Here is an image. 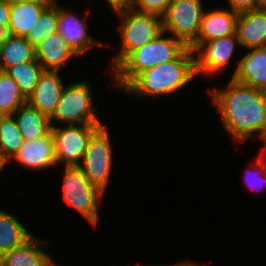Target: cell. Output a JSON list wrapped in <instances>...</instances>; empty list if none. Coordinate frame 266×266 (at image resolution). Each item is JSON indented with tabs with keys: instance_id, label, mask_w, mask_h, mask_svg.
<instances>
[{
	"instance_id": "obj_1",
	"label": "cell",
	"mask_w": 266,
	"mask_h": 266,
	"mask_svg": "<svg viewBox=\"0 0 266 266\" xmlns=\"http://www.w3.org/2000/svg\"><path fill=\"white\" fill-rule=\"evenodd\" d=\"M225 87L212 89L209 95L233 141L244 143L254 135H266V92L232 77Z\"/></svg>"
},
{
	"instance_id": "obj_2",
	"label": "cell",
	"mask_w": 266,
	"mask_h": 266,
	"mask_svg": "<svg viewBox=\"0 0 266 266\" xmlns=\"http://www.w3.org/2000/svg\"><path fill=\"white\" fill-rule=\"evenodd\" d=\"M195 54L186 47L174 60L140 73L123 91L133 96L158 98L179 92L193 81Z\"/></svg>"
},
{
	"instance_id": "obj_3",
	"label": "cell",
	"mask_w": 266,
	"mask_h": 266,
	"mask_svg": "<svg viewBox=\"0 0 266 266\" xmlns=\"http://www.w3.org/2000/svg\"><path fill=\"white\" fill-rule=\"evenodd\" d=\"M165 31L152 41L132 51L113 71L112 82L124 90L140 73L154 66L174 60L186 46L173 36L164 37Z\"/></svg>"
},
{
	"instance_id": "obj_4",
	"label": "cell",
	"mask_w": 266,
	"mask_h": 266,
	"mask_svg": "<svg viewBox=\"0 0 266 266\" xmlns=\"http://www.w3.org/2000/svg\"><path fill=\"white\" fill-rule=\"evenodd\" d=\"M120 18V50L112 60L114 70L132 51L152 41L163 32L162 17L130 9L116 14Z\"/></svg>"
},
{
	"instance_id": "obj_5",
	"label": "cell",
	"mask_w": 266,
	"mask_h": 266,
	"mask_svg": "<svg viewBox=\"0 0 266 266\" xmlns=\"http://www.w3.org/2000/svg\"><path fill=\"white\" fill-rule=\"evenodd\" d=\"M92 88L88 80L73 82L64 86L61 98L50 119L51 127L55 121L65 125H104L96 113L92 98Z\"/></svg>"
},
{
	"instance_id": "obj_6",
	"label": "cell",
	"mask_w": 266,
	"mask_h": 266,
	"mask_svg": "<svg viewBox=\"0 0 266 266\" xmlns=\"http://www.w3.org/2000/svg\"><path fill=\"white\" fill-rule=\"evenodd\" d=\"M63 171L62 199L80 213L91 226H97L98 206L105 194L89 183L78 166L64 167Z\"/></svg>"
},
{
	"instance_id": "obj_7",
	"label": "cell",
	"mask_w": 266,
	"mask_h": 266,
	"mask_svg": "<svg viewBox=\"0 0 266 266\" xmlns=\"http://www.w3.org/2000/svg\"><path fill=\"white\" fill-rule=\"evenodd\" d=\"M113 144L108 129L100 126L90 137L78 166L90 184L105 194L113 166Z\"/></svg>"
},
{
	"instance_id": "obj_8",
	"label": "cell",
	"mask_w": 266,
	"mask_h": 266,
	"mask_svg": "<svg viewBox=\"0 0 266 266\" xmlns=\"http://www.w3.org/2000/svg\"><path fill=\"white\" fill-rule=\"evenodd\" d=\"M203 8L201 0H172L162 17L163 31L189 47L199 34Z\"/></svg>"
},
{
	"instance_id": "obj_9",
	"label": "cell",
	"mask_w": 266,
	"mask_h": 266,
	"mask_svg": "<svg viewBox=\"0 0 266 266\" xmlns=\"http://www.w3.org/2000/svg\"><path fill=\"white\" fill-rule=\"evenodd\" d=\"M102 125L73 124L51 127L57 165L79 166L91 135Z\"/></svg>"
},
{
	"instance_id": "obj_10",
	"label": "cell",
	"mask_w": 266,
	"mask_h": 266,
	"mask_svg": "<svg viewBox=\"0 0 266 266\" xmlns=\"http://www.w3.org/2000/svg\"><path fill=\"white\" fill-rule=\"evenodd\" d=\"M240 45L237 34L204 42L194 54L195 72L206 76L220 74L231 64L236 46ZM230 62V63H229Z\"/></svg>"
},
{
	"instance_id": "obj_11",
	"label": "cell",
	"mask_w": 266,
	"mask_h": 266,
	"mask_svg": "<svg viewBox=\"0 0 266 266\" xmlns=\"http://www.w3.org/2000/svg\"><path fill=\"white\" fill-rule=\"evenodd\" d=\"M89 7L84 17L80 18L73 11L58 4V33L78 53L79 56L86 54L90 49L105 46V43L95 40L87 32L86 18L90 13Z\"/></svg>"
},
{
	"instance_id": "obj_12",
	"label": "cell",
	"mask_w": 266,
	"mask_h": 266,
	"mask_svg": "<svg viewBox=\"0 0 266 266\" xmlns=\"http://www.w3.org/2000/svg\"><path fill=\"white\" fill-rule=\"evenodd\" d=\"M238 14L231 8L204 11L197 39L189 48L195 52L204 42L236 34Z\"/></svg>"
},
{
	"instance_id": "obj_13",
	"label": "cell",
	"mask_w": 266,
	"mask_h": 266,
	"mask_svg": "<svg viewBox=\"0 0 266 266\" xmlns=\"http://www.w3.org/2000/svg\"><path fill=\"white\" fill-rule=\"evenodd\" d=\"M59 71L43 70L27 102L47 117H51L61 98L64 84Z\"/></svg>"
},
{
	"instance_id": "obj_14",
	"label": "cell",
	"mask_w": 266,
	"mask_h": 266,
	"mask_svg": "<svg viewBox=\"0 0 266 266\" xmlns=\"http://www.w3.org/2000/svg\"><path fill=\"white\" fill-rule=\"evenodd\" d=\"M11 160H17L16 162L30 170L48 169L57 165L51 132L45 137L24 141Z\"/></svg>"
},
{
	"instance_id": "obj_15",
	"label": "cell",
	"mask_w": 266,
	"mask_h": 266,
	"mask_svg": "<svg viewBox=\"0 0 266 266\" xmlns=\"http://www.w3.org/2000/svg\"><path fill=\"white\" fill-rule=\"evenodd\" d=\"M249 50L239 58L231 77L237 82L266 92V47H253Z\"/></svg>"
},
{
	"instance_id": "obj_16",
	"label": "cell",
	"mask_w": 266,
	"mask_h": 266,
	"mask_svg": "<svg viewBox=\"0 0 266 266\" xmlns=\"http://www.w3.org/2000/svg\"><path fill=\"white\" fill-rule=\"evenodd\" d=\"M236 34L241 47H266V7L238 14Z\"/></svg>"
},
{
	"instance_id": "obj_17",
	"label": "cell",
	"mask_w": 266,
	"mask_h": 266,
	"mask_svg": "<svg viewBox=\"0 0 266 266\" xmlns=\"http://www.w3.org/2000/svg\"><path fill=\"white\" fill-rule=\"evenodd\" d=\"M35 49L43 70L60 71L71 58L79 56L58 32L44 38Z\"/></svg>"
},
{
	"instance_id": "obj_18",
	"label": "cell",
	"mask_w": 266,
	"mask_h": 266,
	"mask_svg": "<svg viewBox=\"0 0 266 266\" xmlns=\"http://www.w3.org/2000/svg\"><path fill=\"white\" fill-rule=\"evenodd\" d=\"M43 242L33 236L22 246L11 249L0 257V266H53L52 257L46 253ZM44 249V250H43Z\"/></svg>"
},
{
	"instance_id": "obj_19",
	"label": "cell",
	"mask_w": 266,
	"mask_h": 266,
	"mask_svg": "<svg viewBox=\"0 0 266 266\" xmlns=\"http://www.w3.org/2000/svg\"><path fill=\"white\" fill-rule=\"evenodd\" d=\"M24 141L47 136L51 132L50 119L28 102L21 105L13 114Z\"/></svg>"
},
{
	"instance_id": "obj_20",
	"label": "cell",
	"mask_w": 266,
	"mask_h": 266,
	"mask_svg": "<svg viewBox=\"0 0 266 266\" xmlns=\"http://www.w3.org/2000/svg\"><path fill=\"white\" fill-rule=\"evenodd\" d=\"M53 2L11 3L9 24L14 36L25 37L39 19L43 10Z\"/></svg>"
},
{
	"instance_id": "obj_21",
	"label": "cell",
	"mask_w": 266,
	"mask_h": 266,
	"mask_svg": "<svg viewBox=\"0 0 266 266\" xmlns=\"http://www.w3.org/2000/svg\"><path fill=\"white\" fill-rule=\"evenodd\" d=\"M33 236L18 217L0 210V257L11 249L22 246Z\"/></svg>"
},
{
	"instance_id": "obj_22",
	"label": "cell",
	"mask_w": 266,
	"mask_h": 266,
	"mask_svg": "<svg viewBox=\"0 0 266 266\" xmlns=\"http://www.w3.org/2000/svg\"><path fill=\"white\" fill-rule=\"evenodd\" d=\"M36 59V49L24 37L12 36L0 48V71Z\"/></svg>"
},
{
	"instance_id": "obj_23",
	"label": "cell",
	"mask_w": 266,
	"mask_h": 266,
	"mask_svg": "<svg viewBox=\"0 0 266 266\" xmlns=\"http://www.w3.org/2000/svg\"><path fill=\"white\" fill-rule=\"evenodd\" d=\"M5 72L16 81L19 91L27 100L32 95L43 69L35 59L31 62L16 64Z\"/></svg>"
},
{
	"instance_id": "obj_24",
	"label": "cell",
	"mask_w": 266,
	"mask_h": 266,
	"mask_svg": "<svg viewBox=\"0 0 266 266\" xmlns=\"http://www.w3.org/2000/svg\"><path fill=\"white\" fill-rule=\"evenodd\" d=\"M58 32V1L49 4L39 16L38 21L24 37L36 47L44 38Z\"/></svg>"
},
{
	"instance_id": "obj_25",
	"label": "cell",
	"mask_w": 266,
	"mask_h": 266,
	"mask_svg": "<svg viewBox=\"0 0 266 266\" xmlns=\"http://www.w3.org/2000/svg\"><path fill=\"white\" fill-rule=\"evenodd\" d=\"M24 139L12 115H5L0 121V153L9 161L22 147Z\"/></svg>"
},
{
	"instance_id": "obj_26",
	"label": "cell",
	"mask_w": 266,
	"mask_h": 266,
	"mask_svg": "<svg viewBox=\"0 0 266 266\" xmlns=\"http://www.w3.org/2000/svg\"><path fill=\"white\" fill-rule=\"evenodd\" d=\"M26 102L16 81L6 72L0 71V111L4 115H12Z\"/></svg>"
},
{
	"instance_id": "obj_27",
	"label": "cell",
	"mask_w": 266,
	"mask_h": 266,
	"mask_svg": "<svg viewBox=\"0 0 266 266\" xmlns=\"http://www.w3.org/2000/svg\"><path fill=\"white\" fill-rule=\"evenodd\" d=\"M249 167H251L252 169L251 168H249V169L247 168L245 170V174H244L245 175L244 180L246 182L245 184H246V186L251 188L252 191L253 190L254 191L258 190L259 191V189H258L259 187L266 186V170L256 160L253 161V163L250 164ZM250 174H251V176H249Z\"/></svg>"
},
{
	"instance_id": "obj_28",
	"label": "cell",
	"mask_w": 266,
	"mask_h": 266,
	"mask_svg": "<svg viewBox=\"0 0 266 266\" xmlns=\"http://www.w3.org/2000/svg\"><path fill=\"white\" fill-rule=\"evenodd\" d=\"M172 0H134L132 9L163 17Z\"/></svg>"
},
{
	"instance_id": "obj_29",
	"label": "cell",
	"mask_w": 266,
	"mask_h": 266,
	"mask_svg": "<svg viewBox=\"0 0 266 266\" xmlns=\"http://www.w3.org/2000/svg\"><path fill=\"white\" fill-rule=\"evenodd\" d=\"M229 8L238 13L264 7L259 0H227Z\"/></svg>"
},
{
	"instance_id": "obj_30",
	"label": "cell",
	"mask_w": 266,
	"mask_h": 266,
	"mask_svg": "<svg viewBox=\"0 0 266 266\" xmlns=\"http://www.w3.org/2000/svg\"><path fill=\"white\" fill-rule=\"evenodd\" d=\"M114 11V14H119L121 12L128 11L132 9L134 0H105Z\"/></svg>"
},
{
	"instance_id": "obj_31",
	"label": "cell",
	"mask_w": 266,
	"mask_h": 266,
	"mask_svg": "<svg viewBox=\"0 0 266 266\" xmlns=\"http://www.w3.org/2000/svg\"><path fill=\"white\" fill-rule=\"evenodd\" d=\"M11 3L8 0H0V27L9 24Z\"/></svg>"
},
{
	"instance_id": "obj_32",
	"label": "cell",
	"mask_w": 266,
	"mask_h": 266,
	"mask_svg": "<svg viewBox=\"0 0 266 266\" xmlns=\"http://www.w3.org/2000/svg\"><path fill=\"white\" fill-rule=\"evenodd\" d=\"M261 142H263L265 145L260 148L259 155L257 156V159H255L258 163H260L263 168L266 170V135L259 136Z\"/></svg>"
},
{
	"instance_id": "obj_33",
	"label": "cell",
	"mask_w": 266,
	"mask_h": 266,
	"mask_svg": "<svg viewBox=\"0 0 266 266\" xmlns=\"http://www.w3.org/2000/svg\"><path fill=\"white\" fill-rule=\"evenodd\" d=\"M12 36H13L12 30L10 29V27L8 25L0 27V48Z\"/></svg>"
},
{
	"instance_id": "obj_34",
	"label": "cell",
	"mask_w": 266,
	"mask_h": 266,
	"mask_svg": "<svg viewBox=\"0 0 266 266\" xmlns=\"http://www.w3.org/2000/svg\"><path fill=\"white\" fill-rule=\"evenodd\" d=\"M155 266H206V265H204V264L202 265V264H199V263L198 264L197 263H194V262L190 261V259H189L188 261L187 260H184L182 262H177L175 264L155 265Z\"/></svg>"
},
{
	"instance_id": "obj_35",
	"label": "cell",
	"mask_w": 266,
	"mask_h": 266,
	"mask_svg": "<svg viewBox=\"0 0 266 266\" xmlns=\"http://www.w3.org/2000/svg\"><path fill=\"white\" fill-rule=\"evenodd\" d=\"M10 3H21V2H55L56 0H8Z\"/></svg>"
},
{
	"instance_id": "obj_36",
	"label": "cell",
	"mask_w": 266,
	"mask_h": 266,
	"mask_svg": "<svg viewBox=\"0 0 266 266\" xmlns=\"http://www.w3.org/2000/svg\"><path fill=\"white\" fill-rule=\"evenodd\" d=\"M9 163V160L0 153V172L3 170V168Z\"/></svg>"
},
{
	"instance_id": "obj_37",
	"label": "cell",
	"mask_w": 266,
	"mask_h": 266,
	"mask_svg": "<svg viewBox=\"0 0 266 266\" xmlns=\"http://www.w3.org/2000/svg\"><path fill=\"white\" fill-rule=\"evenodd\" d=\"M259 1L264 7H266V0H259Z\"/></svg>"
},
{
	"instance_id": "obj_38",
	"label": "cell",
	"mask_w": 266,
	"mask_h": 266,
	"mask_svg": "<svg viewBox=\"0 0 266 266\" xmlns=\"http://www.w3.org/2000/svg\"><path fill=\"white\" fill-rule=\"evenodd\" d=\"M5 115L0 111V121Z\"/></svg>"
}]
</instances>
